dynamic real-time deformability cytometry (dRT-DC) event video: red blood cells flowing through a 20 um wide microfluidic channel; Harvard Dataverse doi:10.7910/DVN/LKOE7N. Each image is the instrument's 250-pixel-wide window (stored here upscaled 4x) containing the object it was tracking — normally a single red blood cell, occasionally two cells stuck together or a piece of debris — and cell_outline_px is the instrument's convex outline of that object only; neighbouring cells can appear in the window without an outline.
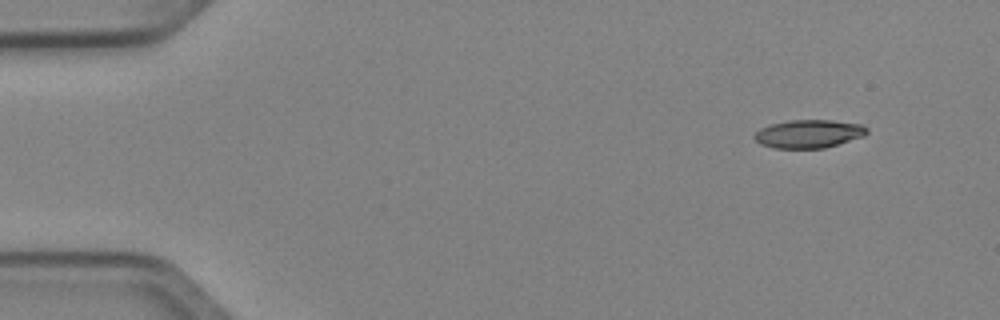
{"species": "Egyptian fruit bat (a non-hibernating species)", "species_latin": "Rousettus aegyptiacus", "temperature_condition": "cold", "stored_images_in_passage": 47, "camera_frame_rate_fps": 3000, "um_per_image_px": 0.085, "animal": {"sex": "female"}, "frame": {"image": 1, "passage_image": 1, "time_ms": 0.0, "image_size_px": [1000, 320], "cell_outline_px": [[868, 132], [864, 136], [824, 148], [776, 148], [760, 144], [752, 136], [760, 128], [772, 124], [788, 120], [832, 120], [864, 124], [868, 128]], "centroid_in_image_um": [68.76, 11.36], "position_along_channel_um": 16.2, "area_um2": 18.55}}
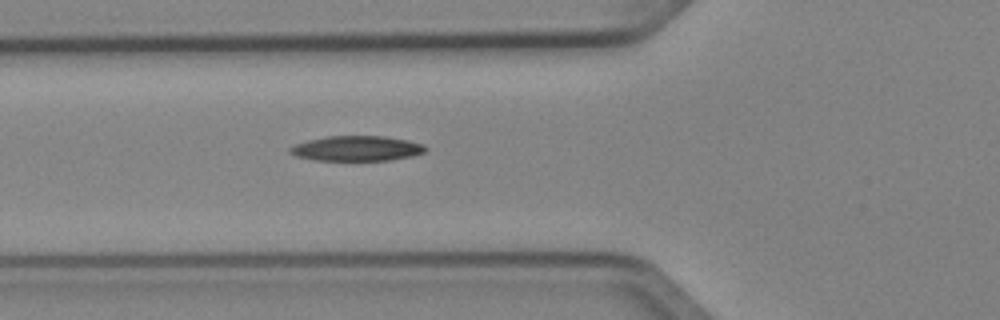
{"frame": {"image": 2, "passage_image": 15, "time_ms": 4.667, "image_size_px": [1000, 320], "cell_outline_px": [[428, 148], [424, 152], [412, 156], [392, 160], [316, 160], [296, 156], [288, 152], [288, 148], [296, 144], [308, 140], [328, 136], [384, 136], [408, 140], [424, 144]], "centroid_in_image_um": [30.34, 12.61], "position_along_channel_um": 95.5, "area_um2": 19.83}}
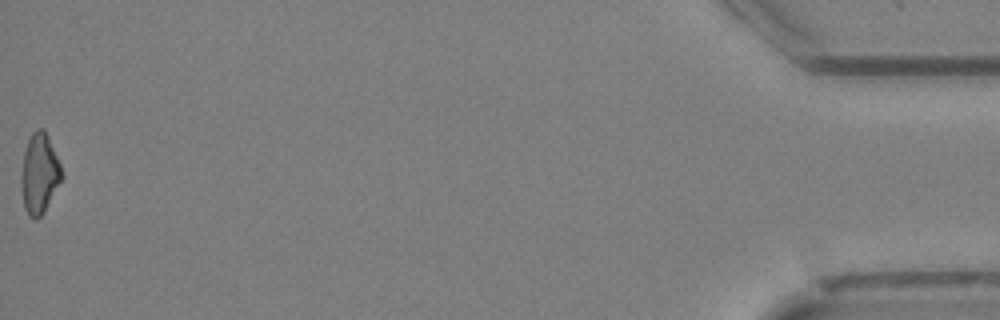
{"frame": {"image": 3, "passage_image": 47, "time_ms": 15.333, "image_size_px": [1000, 320], "cell_outline_px": [[64, 176], [44, 212], [36, 220], [28, 216], [24, 208], [24, 152], [28, 140], [32, 132], [36, 128], [44, 128], [48, 136], [60, 164]], "centroid_in_image_um": [3.41, 14.74], "position_along_channel_um": 431.8, "area_um2": 18.21}}